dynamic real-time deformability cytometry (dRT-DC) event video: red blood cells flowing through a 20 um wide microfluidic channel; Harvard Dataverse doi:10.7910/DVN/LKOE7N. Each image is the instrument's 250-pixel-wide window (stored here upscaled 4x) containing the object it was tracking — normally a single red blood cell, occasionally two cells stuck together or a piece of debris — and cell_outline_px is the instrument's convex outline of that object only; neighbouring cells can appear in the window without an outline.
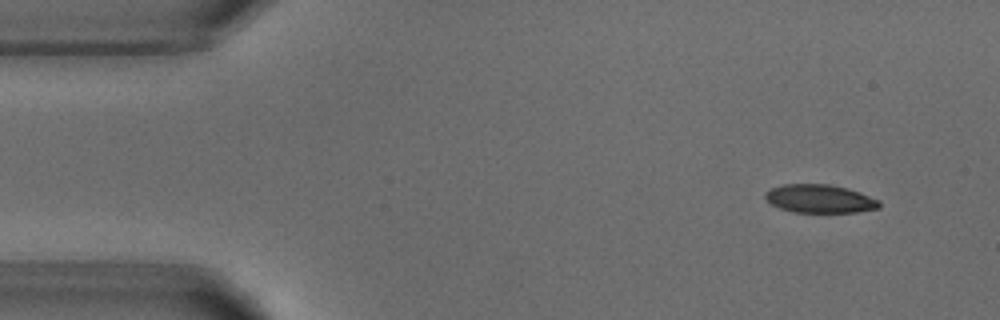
{"species": "common noctule bat (a hibernating species)", "species_latin": "Nyctalus noctula", "temperature_condition": "warm", "stored_images_in_passage": 4, "camera_frame_rate_fps": 3000, "um_per_image_px": 0.085, "animal": {"sex": "male", "body_mass_g": 18.8}, "frame": {"image": 1, "passage_image": 1, "time_ms": 0.0, "image_size_px": [1000, 320], "cell_outline_px": [[880, 208], [856, 212], [792, 212], [780, 208], [772, 204], [764, 196], [764, 192], [772, 188], [784, 184], [828, 184], [848, 188], [860, 192], [880, 200]], "centroid_in_image_um": [69.7, 16.89], "position_along_channel_um": 15.3, "area_um2": 18.84}}
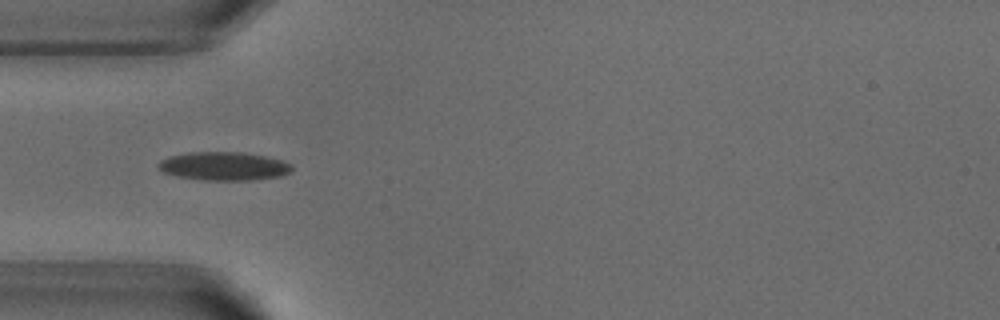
{"frame": {"image": 2, "passage_image": 4, "time_ms": 3.667, "image_size_px": [1000, 320], "cell_outline_px": [[292, 172], [280, 176], [252, 180], [200, 180], [176, 176], [164, 172], [156, 168], [156, 164], [160, 160], [168, 156], [188, 152], [240, 152], [264, 156], [284, 160], [292, 164]], "centroid_in_image_um": [19.0, 14.12], "position_along_channel_um": 66.0, "area_um2": 22.43}}